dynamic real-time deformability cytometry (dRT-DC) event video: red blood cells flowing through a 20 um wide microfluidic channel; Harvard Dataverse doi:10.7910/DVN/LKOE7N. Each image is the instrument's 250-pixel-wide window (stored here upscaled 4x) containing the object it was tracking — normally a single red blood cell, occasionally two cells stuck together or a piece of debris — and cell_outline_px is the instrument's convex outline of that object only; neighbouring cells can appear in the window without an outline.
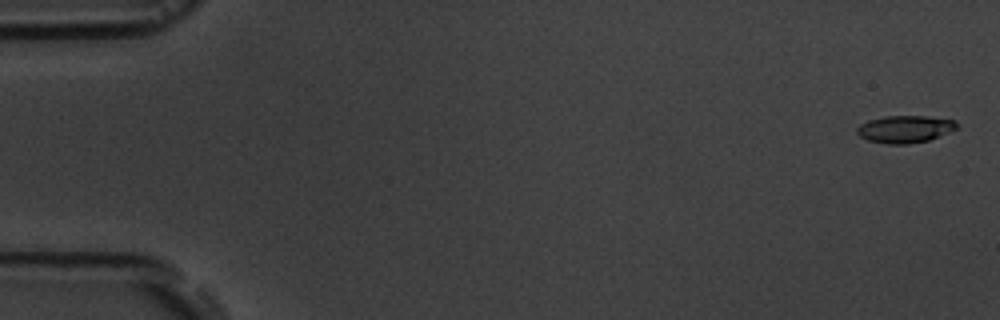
{"species": "common noctule bat (a hibernating species)", "species_latin": "Nyctalus noctula", "temperature_condition": "room temperature", "stored_images_in_passage": 5, "camera_frame_rate_fps": 3000, "um_per_image_px": 0.085, "animal": {"sex": "male", "body_mass_g": 19.5, "forearm_length_mm": 54.6}, "frame": {"image": 1, "passage_image": 1, "time_ms": 0.0, "image_size_px": [1000, 320], "cell_outline_px": [[960, 124], [956, 128], [928, 140], [908, 144], [888, 144], [868, 140], [860, 136], [856, 132], [856, 128], [860, 124], [868, 120], [884, 116], [928, 116], [956, 120]], "centroid_in_image_um": [76.9, 10.96], "position_along_channel_um": 8.1, "area_um2": 15.84}}
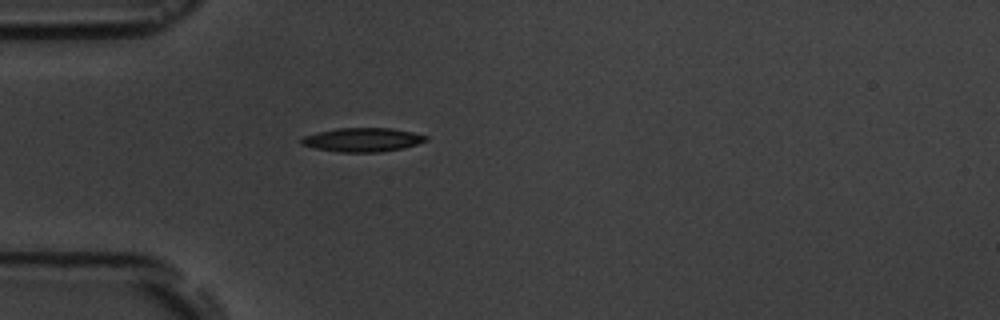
{"frame": {"image": 2, "passage_image": 5, "time_ms": 5.0, "image_size_px": [1000, 320], "cell_outline_px": [[428, 140], [404, 148], [380, 152], [340, 152], [316, 148], [300, 144], [300, 140], [304, 136], [336, 128], [392, 128], [412, 132], [428, 136]], "centroid_in_image_um": [30.84, 11.88], "position_along_channel_um": 54.2, "area_um2": 17.22}}